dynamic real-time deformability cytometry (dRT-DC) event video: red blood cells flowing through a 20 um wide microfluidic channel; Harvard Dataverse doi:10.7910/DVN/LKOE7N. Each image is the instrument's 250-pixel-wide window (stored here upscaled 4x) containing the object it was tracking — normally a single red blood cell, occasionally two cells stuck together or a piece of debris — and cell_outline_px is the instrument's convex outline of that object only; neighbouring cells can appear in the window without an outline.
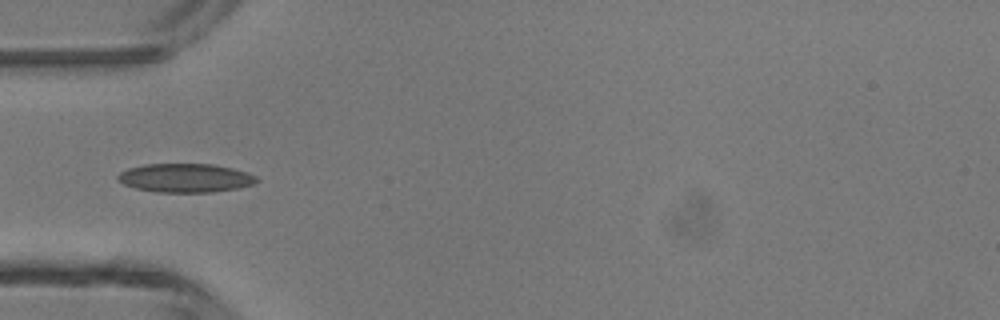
{"species": "common noctule bat (a hibernating species)", "species_latin": "Nyctalus noctula", "temperature_condition": "room temperature", "stored_images_in_passage": 33, "camera_frame_rate_fps": 3000, "um_per_image_px": 0.085, "animal": {"sex": "male", "body_mass_g": 13.3}, "frame": {"image": 1, "passage_image": 1, "time_ms": 0.0, "image_size_px": [1000, 320], "cell_outline_px": [[260, 180], [252, 184], [236, 188], [212, 192], [156, 192], [136, 188], [124, 184], [116, 176], [120, 172], [128, 168], [144, 164], [212, 164], [232, 168], [256, 176]], "centroid_in_image_um": [15.74, 15.12], "position_along_channel_um": 69.3, "area_um2": 23.06}}
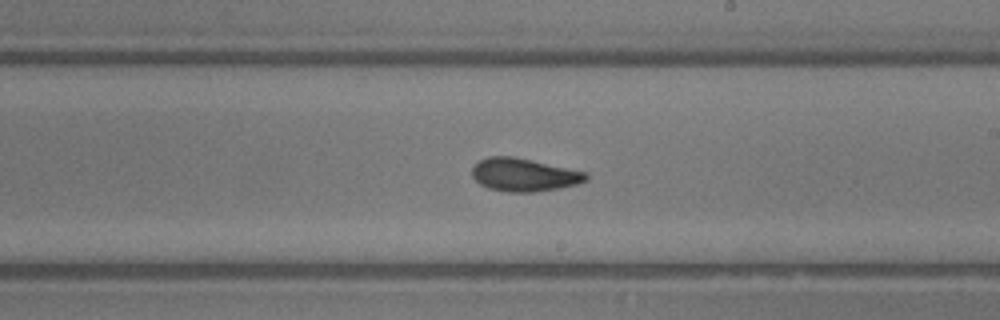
{"frame": {"image": 2, "passage_image": 13, "time_ms": 4.0, "image_size_px": [1000, 320], "cell_outline_px": [[588, 180], [576, 184], [560, 188], [532, 192], [508, 192], [488, 188], [480, 184], [472, 176], [472, 168], [480, 160], [488, 156], [512, 156], [532, 160], [588, 172]], "centroid_in_image_um": [44.55, 14.86], "position_along_channel_um": 244.4, "area_um2": 21.96}}
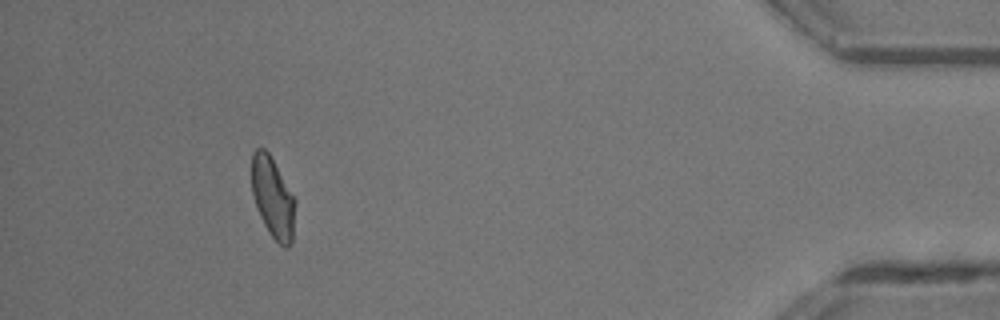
{"frame": {"image": 3, "passage_image": 29, "time_ms": 9.333, "image_size_px": [1000, 320], "cell_outline_px": [[296, 200], [292, 244], [288, 248], [284, 248], [272, 236], [264, 224], [260, 216], [252, 192], [252, 152], [256, 148], [264, 148], [268, 152]], "centroid_in_image_um": [23.2, 16.82], "position_along_channel_um": 412.0, "area_um2": 20.29}, "authors_computed_cell_mechanics": {"area_um2": 21.097, "velocity_mm_per_s": 4.3656, "shape_relaxation_time_tau1_ms": 3.9334, "shape_relaxation_time_tau2_ms": 3.6527, "deformation_change_tau1": 0.1332, "deformation_change_tau2": 0.0802}}